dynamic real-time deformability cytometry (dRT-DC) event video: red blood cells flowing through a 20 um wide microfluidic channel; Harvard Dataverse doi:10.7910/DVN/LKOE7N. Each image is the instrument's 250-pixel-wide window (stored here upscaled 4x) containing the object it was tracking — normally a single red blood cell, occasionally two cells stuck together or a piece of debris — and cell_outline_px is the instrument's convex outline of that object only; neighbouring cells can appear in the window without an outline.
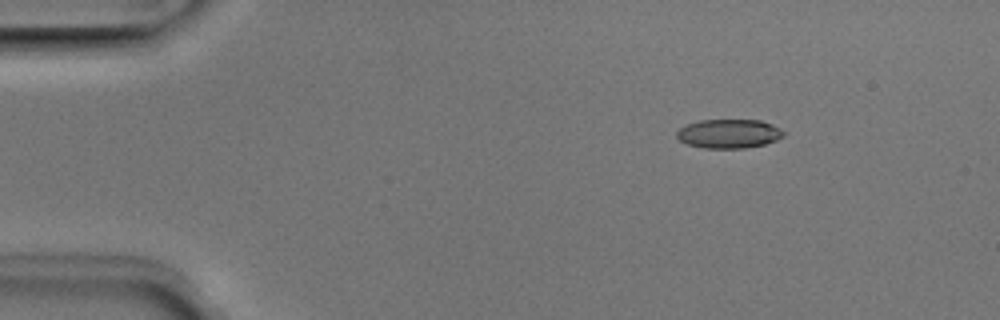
{"species": "Egyptian fruit bat (a non-hibernating species)", "species_latin": "Rousettus aegyptiacus", "temperature_condition": "room temperature", "stored_images_in_passage": 50, "camera_frame_rate_fps": 3000, "um_per_image_px": 0.085, "animal": {"sex": "male"}, "frame": {"image": 1, "passage_image": 7, "time_ms": 2.0, "image_size_px": [1000, 320], "cell_outline_px": [[784, 136], [776, 140], [764, 144], [744, 148], [704, 148], [688, 144], [680, 140], [676, 136], [676, 132], [680, 128], [688, 124], [700, 120], [760, 120], [772, 124], [780, 128], [784, 132]], "centroid_in_image_um": [61.96, 11.36], "position_along_channel_um": 23.0, "area_um2": 17.98}}
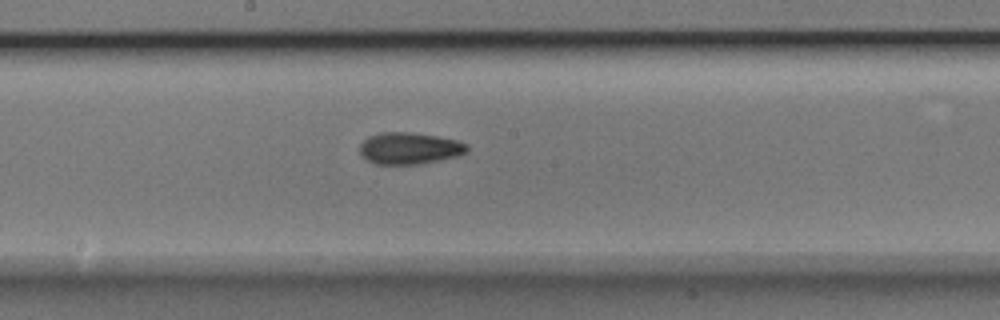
{"frame": {"image": 2, "passage_image": 27, "time_ms": 8.667, "image_size_px": [1000, 320], "cell_outline_px": [[468, 152], [460, 156], [420, 164], [376, 164], [364, 160], [360, 156], [360, 144], [368, 136], [380, 132], [412, 132], [436, 136], [456, 140], [468, 144]], "centroid_in_image_um": [34.79, 12.61], "position_along_channel_um": 213.4, "area_um2": 20.17}}
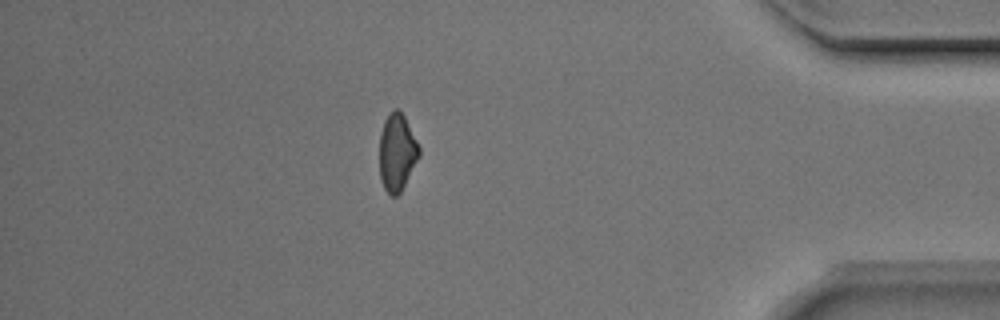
{"frame": {"image": 3, "passage_image": 44, "time_ms": 14.333, "image_size_px": [1000, 320], "cell_outline_px": [[420, 156], [400, 192], [396, 196], [392, 196], [384, 188], [380, 180], [380, 132], [384, 120], [388, 112], [392, 108], [396, 108], [404, 116], [420, 148]], "centroid_in_image_um": [33.73, 12.92], "position_along_channel_um": 401.5, "area_um2": 17.8}, "authors_computed_cell_mechanics": {"area_um2": 18.6116, "velocity_mm_per_s": 4.0145, "shape_relaxation_time_tau1_ms": 4.7868, "shape_relaxation_time_tau2_ms": 3.5554, "deformation_change_tau1": 0.1098, "deformation_change_tau2": 0.0994}}